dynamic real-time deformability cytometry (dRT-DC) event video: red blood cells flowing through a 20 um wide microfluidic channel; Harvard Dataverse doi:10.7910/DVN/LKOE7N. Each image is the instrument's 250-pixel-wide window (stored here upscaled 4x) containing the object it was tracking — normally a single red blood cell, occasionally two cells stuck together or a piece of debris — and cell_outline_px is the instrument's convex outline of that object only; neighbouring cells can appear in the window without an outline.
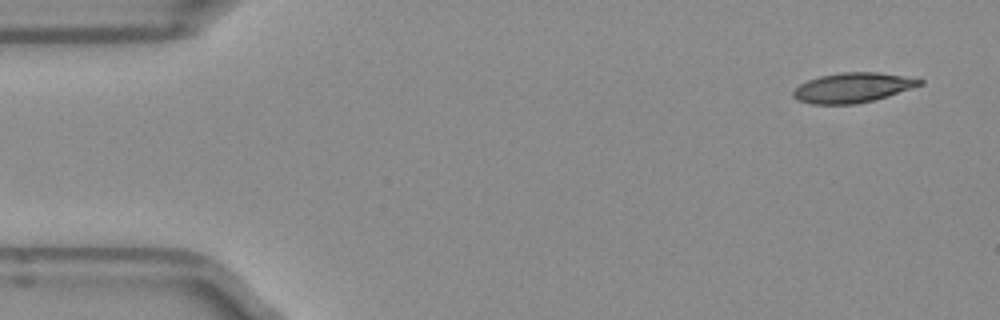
{"species": "Egyptian fruit bat (a non-hibernating species)", "species_latin": "Rousettus aegyptiacus", "temperature_condition": "room temperature", "stored_images_in_passage": 1, "camera_frame_rate_fps": 3000, "um_per_image_px": 0.085, "frame": {"image": 1, "passage_image": 1, "time_ms": 0.0, "image_size_px": [1000, 320], "cell_outline_px": [[900, 88], [892, 92], [880, 96], [860, 100], [816, 100], [836, 76], [888, 76]], "centroid_in_image_um": [72.93, 7.48], "position_along_channel_um": 12.1, "area_um2": 10.92}}